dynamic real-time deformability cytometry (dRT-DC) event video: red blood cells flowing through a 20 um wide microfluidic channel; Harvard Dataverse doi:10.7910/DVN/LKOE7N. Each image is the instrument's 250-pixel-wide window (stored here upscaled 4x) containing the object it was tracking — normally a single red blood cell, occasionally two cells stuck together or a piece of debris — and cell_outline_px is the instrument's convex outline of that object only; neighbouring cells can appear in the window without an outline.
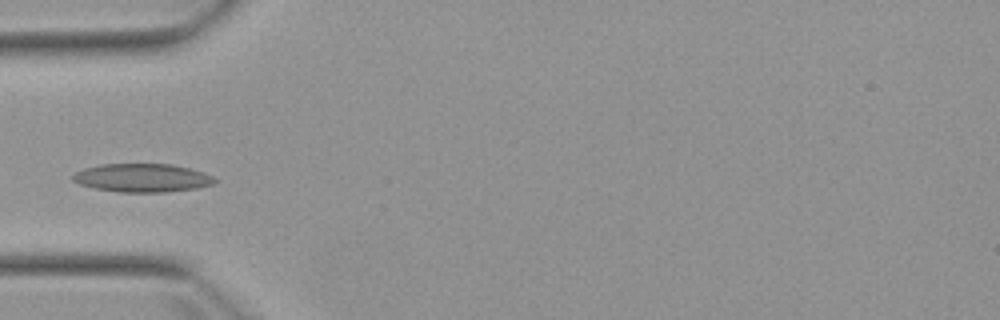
{"species": "Egyptian fruit bat (a non-hibernating species)", "species_latin": "Rousettus aegyptiacus", "temperature_condition": "warm", "stored_images_in_passage": 4, "camera_frame_rate_fps": 3000, "um_per_image_px": 0.085, "animal": {"sex": "female"}, "frame": {"image": 1, "passage_image": 4, "time_ms": 4.333, "image_size_px": [1000, 320], "cell_outline_px": [[216, 184], [196, 188], [164, 192], [120, 192], [96, 188], [80, 184], [72, 180], [72, 176], [76, 172], [84, 168], [100, 164], [172, 164], [204, 172], [212, 176], [216, 180]], "centroid_in_image_um": [12.11, 15.11], "position_along_channel_um": 72.9, "area_um2": 23.41}}